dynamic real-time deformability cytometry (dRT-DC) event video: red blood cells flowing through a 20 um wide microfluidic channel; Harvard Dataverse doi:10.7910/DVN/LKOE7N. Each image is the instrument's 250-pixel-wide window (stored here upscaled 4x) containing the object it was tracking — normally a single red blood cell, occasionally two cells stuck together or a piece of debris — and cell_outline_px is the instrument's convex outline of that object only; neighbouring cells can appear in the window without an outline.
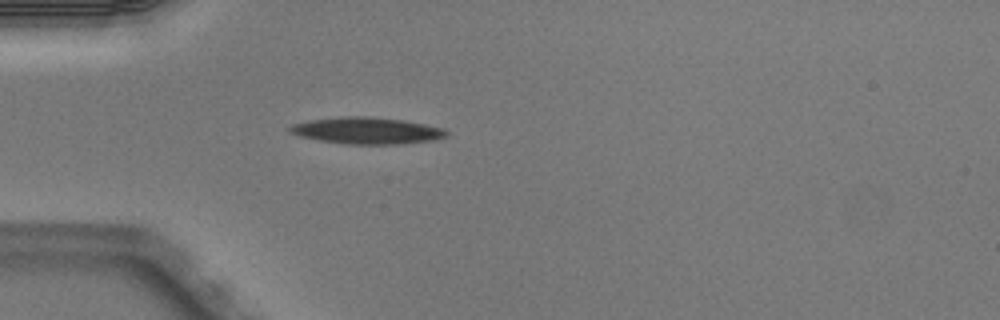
{"species": "Egyptian fruit bat (a non-hibernating species)", "species_latin": "Rousettus aegyptiacus", "temperature_condition": "warm", "stored_images_in_passage": 5, "camera_frame_rate_fps": 3000, "um_per_image_px": 0.085, "animal": {"sex": "male"}, "frame": {"image": 1, "passage_image": 5, "time_ms": 1.333, "image_size_px": [1000, 320], "cell_outline_px": [[448, 136], [432, 140], [400, 144], [348, 144], [320, 140], [300, 136], [288, 132], [288, 128], [292, 124], [308, 120], [340, 116], [372, 116], [404, 120], [444, 128], [448, 132]], "centroid_in_image_um": [31.17, 11.09], "position_along_channel_um": 53.8, "area_um2": 24.45}}